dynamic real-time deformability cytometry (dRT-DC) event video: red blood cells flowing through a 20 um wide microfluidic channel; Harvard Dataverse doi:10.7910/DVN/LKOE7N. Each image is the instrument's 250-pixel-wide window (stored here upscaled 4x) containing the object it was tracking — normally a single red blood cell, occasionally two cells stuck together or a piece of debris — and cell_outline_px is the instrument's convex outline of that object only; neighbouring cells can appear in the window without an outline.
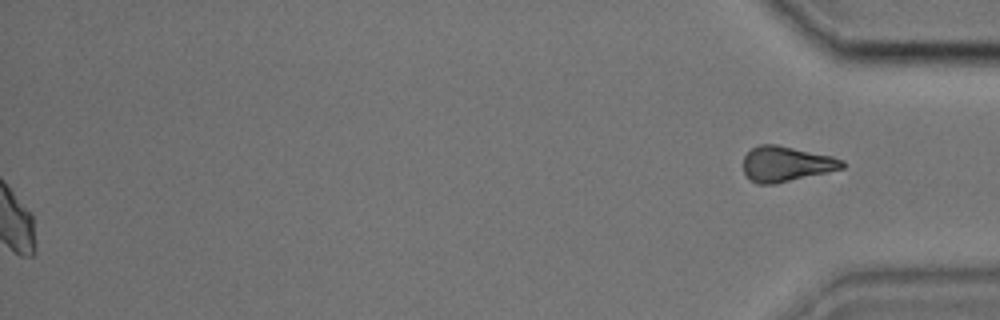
{"species": "common noctule bat (a hibernating species)", "species_latin": "Nyctalus noctula", "temperature_condition": "cold", "stored_images_in_passage": 40, "segment_of_instrument_passage": [2, 2], "camera_frame_rate_fps": 3000, "um_per_image_px": 0.085, "animal": {"sex": "male", "body_mass_g": 17.9, "forearm_length_mm": 54.2}, "frame": {"image": 1, "passage_image": 40, "time_ms": 13.0, "image_size_px": [1000, 320], "cell_outline_px": [[848, 164], [844, 168], [776, 184], [756, 184], [744, 172], [744, 156], [752, 148], [760, 144], [776, 144], [832, 156], [844, 160]], "centroid_in_image_um": [66.85, 13.93], "position_along_channel_um": 368.3, "area_um2": 20.35}}